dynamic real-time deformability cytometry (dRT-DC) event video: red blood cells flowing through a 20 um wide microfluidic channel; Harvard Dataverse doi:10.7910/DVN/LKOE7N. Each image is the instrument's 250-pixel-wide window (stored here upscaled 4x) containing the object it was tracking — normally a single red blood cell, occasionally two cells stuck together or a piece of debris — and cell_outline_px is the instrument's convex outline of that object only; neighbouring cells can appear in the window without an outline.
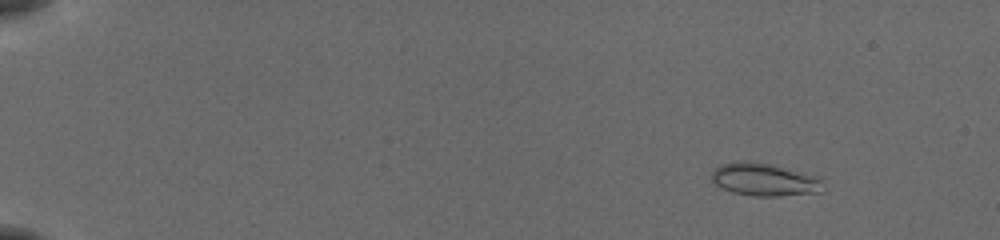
{"species": "common noctule bat (a hibernating species)", "species_latin": "Nyctalus noctula", "temperature_condition": "cold", "stored_images_in_passage": 56, "camera_frame_rate_fps": 3000, "um_per_image_px": 0.085, "animal": {"sex": "female", "body_mass_g": 19.5, "forearm_length_mm": 54.1}, "frame": {"image": 1, "passage_image": 8, "time_ms": 2.333, "image_size_px": [1000, 240], "cell_outline_px": [[820, 192], [780, 196], [752, 196], [732, 192], [720, 188], [708, 176], [720, 164], [736, 160], [768, 164], [820, 176]], "centroid_in_image_um": [64.89, 15.27], "position_along_channel_um": 20.1, "area_um2": 21.21}}
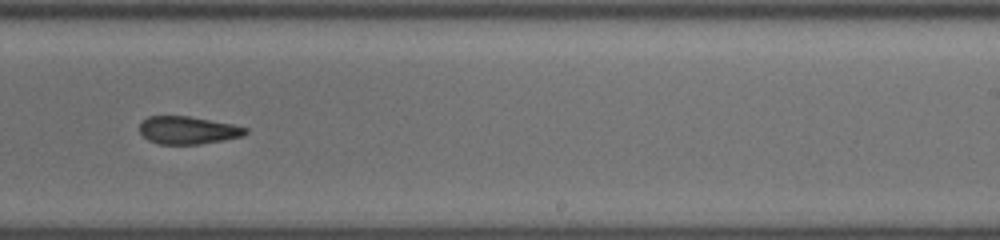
{"frame": {"image": 2, "passage_image": 38, "time_ms": 12.333, "image_size_px": [1000, 240], "cell_outline_px": [[248, 132], [244, 136], [224, 140], [200, 144], [160, 144], [148, 140], [140, 132], [140, 124], [148, 116], [188, 116], [232, 124], [248, 128]], "centroid_in_image_um": [16.0, 11.07], "position_along_channel_um": 273.0, "area_um2": 17.05}}
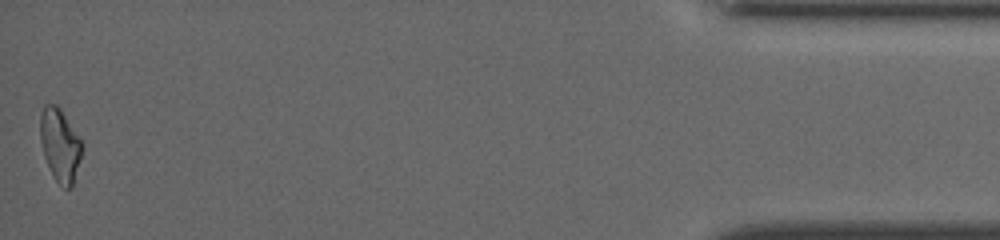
{"frame": {"image": 3, "passage_image": 56, "time_ms": 18.333, "image_size_px": [1000, 240], "cell_outline_px": [[84, 144], [72, 188], [64, 188], [52, 176], [44, 156], [40, 140], [40, 116], [44, 104], [56, 104], [60, 108]], "centroid_in_image_um": [5.1, 12.33], "position_along_channel_um": 430.1, "area_um2": 17.8}, "authors_computed_cell_mechanics": {"area_um2": 18.4671, "velocity_mm_per_s": 3.8945, "shape_relaxation_time_tau1_ms": 5.8512, "shape_relaxation_time_tau2_ms": 4.1739, "deformation_change_tau1": 0.1475, "deformation_change_tau2": 0.1339}}